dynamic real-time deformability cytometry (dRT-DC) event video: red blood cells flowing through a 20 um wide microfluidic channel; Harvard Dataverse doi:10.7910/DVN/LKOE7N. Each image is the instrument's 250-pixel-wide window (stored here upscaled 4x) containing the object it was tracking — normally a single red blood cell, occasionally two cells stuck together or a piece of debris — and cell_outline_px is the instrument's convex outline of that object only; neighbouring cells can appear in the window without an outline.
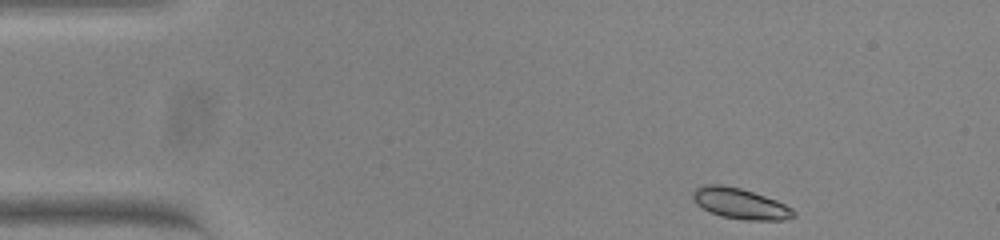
{"species": "common noctule bat (a hibernating species)", "species_latin": "Nyctalus noctula", "temperature_condition": "warm", "stored_images_in_passage": 48, "camera_frame_rate_fps": 3000, "um_per_image_px": 0.085, "animal": {"sex": "female", "body_mass_g": 23.0, "forearm_length_mm": 53.4}, "frame": {"image": 1, "passage_image": 1, "time_ms": 0.0, "image_size_px": [1000, 240], "cell_outline_px": [[796, 216], [784, 220], [744, 220], [720, 216], [696, 204], [692, 196], [692, 192], [696, 188], [704, 184], [720, 184], [740, 188], [776, 200], [792, 208], [796, 212]], "centroid_in_image_um": [62.92, 17.31], "position_along_channel_um": 22.1, "area_um2": 17.98}}
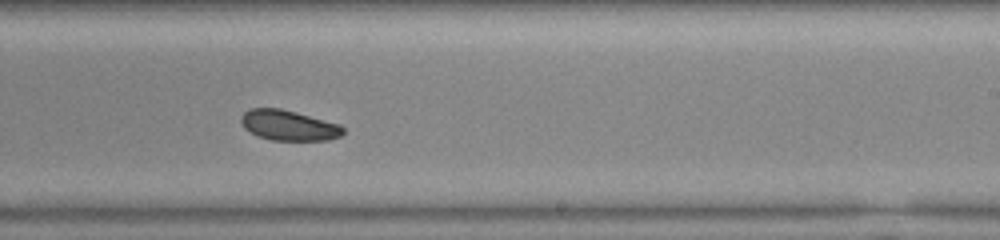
{"frame": {"image": 2, "passage_image": 27, "time_ms": 8.667, "image_size_px": [1000, 240], "cell_outline_px": [[344, 132], [340, 136], [328, 140], [272, 140], [256, 136], [244, 128], [240, 120], [240, 116], [248, 108], [280, 108], [296, 112], [340, 124], [344, 128]], "centroid_in_image_um": [24.51, 10.65], "position_along_channel_um": 264.5, "area_um2": 18.15}}
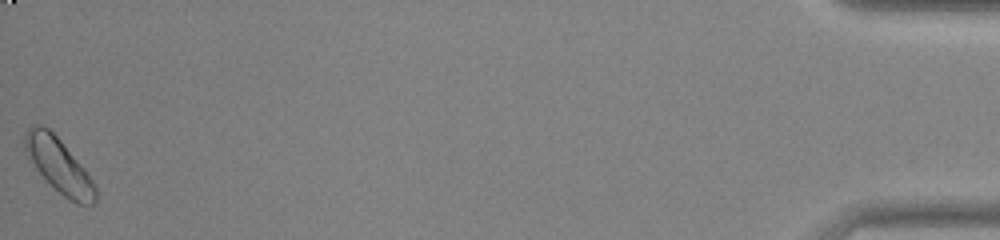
{"frame": {"image": 3, "passage_image": 48, "time_ms": 15.667, "image_size_px": [1000, 240], "cell_outline_px": [[96, 200], [92, 204], [76, 204], [64, 196], [36, 168], [28, 156], [24, 148], [24, 136], [28, 128], [36, 124], [40, 124], [48, 128], [60, 140], [84, 168], [92, 180], [96, 188]], "centroid_in_image_um": [5.01, 14.05], "position_along_channel_um": 430.2, "area_um2": 21.68}, "authors_computed_cell_mechanics": {"area_um2": 18.9295, "velocity_mm_per_s": 3.7839, "shape_relaxation_time_tau1_ms": 1.3478, "shape_relaxation_time_tau2_ms": null, "deformation_change_tau1": 0.0517, "deformation_change_tau2": null}}